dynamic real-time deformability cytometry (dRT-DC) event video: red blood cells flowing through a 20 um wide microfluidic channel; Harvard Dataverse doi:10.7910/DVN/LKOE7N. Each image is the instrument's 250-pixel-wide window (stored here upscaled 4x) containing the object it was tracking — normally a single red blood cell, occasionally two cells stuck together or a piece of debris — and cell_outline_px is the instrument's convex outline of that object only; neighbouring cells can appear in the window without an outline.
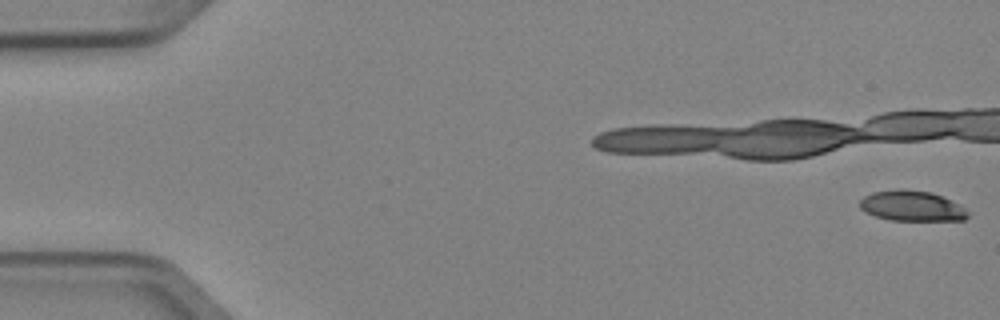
{"species": "Egyptian fruit bat (a non-hibernating species)", "species_latin": "Rousettus aegyptiacus", "temperature_condition": "cold", "stored_images_in_passage": 4, "camera_frame_rate_fps": 3000, "um_per_image_px": 0.085, "animal": {"sex": "female"}, "frame": {"image": 1, "passage_image": 1, "time_ms": 0.0, "image_size_px": [1000, 320], "cell_outline_px": [[968, 216], [964, 220], [888, 220], [876, 216], [860, 208], [860, 200], [864, 196], [872, 192], [896, 188], [904, 188], [932, 192], [964, 208], [968, 212]], "centroid_in_image_um": [77.46, 17.49], "position_along_channel_um": 7.5, "area_um2": 19.02}}